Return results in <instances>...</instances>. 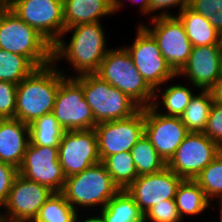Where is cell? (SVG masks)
<instances>
[{
  "instance_id": "6da1fadb",
  "label": "cell",
  "mask_w": 222,
  "mask_h": 222,
  "mask_svg": "<svg viewBox=\"0 0 222 222\" xmlns=\"http://www.w3.org/2000/svg\"><path fill=\"white\" fill-rule=\"evenodd\" d=\"M71 31L73 34L67 42L63 37ZM105 32L102 22L65 28L61 38L52 46L53 63L57 64L58 61L65 59L71 65L75 76L66 75L65 77L96 73L110 50L106 44Z\"/></svg>"
},
{
  "instance_id": "7a4b0ae2",
  "label": "cell",
  "mask_w": 222,
  "mask_h": 222,
  "mask_svg": "<svg viewBox=\"0 0 222 222\" xmlns=\"http://www.w3.org/2000/svg\"><path fill=\"white\" fill-rule=\"evenodd\" d=\"M57 65L52 62L36 68L17 84L15 118L30 125L41 116L52 113L59 84L66 76V71Z\"/></svg>"
},
{
  "instance_id": "3957f363",
  "label": "cell",
  "mask_w": 222,
  "mask_h": 222,
  "mask_svg": "<svg viewBox=\"0 0 222 222\" xmlns=\"http://www.w3.org/2000/svg\"><path fill=\"white\" fill-rule=\"evenodd\" d=\"M0 49L27 57L37 68L52 61V45L8 7H0Z\"/></svg>"
},
{
  "instance_id": "277c9868",
  "label": "cell",
  "mask_w": 222,
  "mask_h": 222,
  "mask_svg": "<svg viewBox=\"0 0 222 222\" xmlns=\"http://www.w3.org/2000/svg\"><path fill=\"white\" fill-rule=\"evenodd\" d=\"M120 189L112 181L105 165L100 162L65 180L62 194L78 212L103 209ZM95 207H97L95 209ZM100 207V208H98ZM81 208V209H80Z\"/></svg>"
},
{
  "instance_id": "5b68a950",
  "label": "cell",
  "mask_w": 222,
  "mask_h": 222,
  "mask_svg": "<svg viewBox=\"0 0 222 222\" xmlns=\"http://www.w3.org/2000/svg\"><path fill=\"white\" fill-rule=\"evenodd\" d=\"M121 47L110 48L95 74L128 95L141 108L149 107L154 90L138 72L127 50Z\"/></svg>"
},
{
  "instance_id": "8992f818",
  "label": "cell",
  "mask_w": 222,
  "mask_h": 222,
  "mask_svg": "<svg viewBox=\"0 0 222 222\" xmlns=\"http://www.w3.org/2000/svg\"><path fill=\"white\" fill-rule=\"evenodd\" d=\"M74 78L83 87L84 98L91 107L96 123L126 119L141 109L128 95L95 73Z\"/></svg>"
},
{
  "instance_id": "52a82bcc",
  "label": "cell",
  "mask_w": 222,
  "mask_h": 222,
  "mask_svg": "<svg viewBox=\"0 0 222 222\" xmlns=\"http://www.w3.org/2000/svg\"><path fill=\"white\" fill-rule=\"evenodd\" d=\"M136 36L129 46H123L130 55L134 66L146 83L153 89L177 78V73L163 57L157 41L140 24L137 25Z\"/></svg>"
},
{
  "instance_id": "ba28073f",
  "label": "cell",
  "mask_w": 222,
  "mask_h": 222,
  "mask_svg": "<svg viewBox=\"0 0 222 222\" xmlns=\"http://www.w3.org/2000/svg\"><path fill=\"white\" fill-rule=\"evenodd\" d=\"M52 113L65 131L94 129L97 125L83 87L74 77L61 80Z\"/></svg>"
},
{
  "instance_id": "9c48e42d",
  "label": "cell",
  "mask_w": 222,
  "mask_h": 222,
  "mask_svg": "<svg viewBox=\"0 0 222 222\" xmlns=\"http://www.w3.org/2000/svg\"><path fill=\"white\" fill-rule=\"evenodd\" d=\"M7 7L52 46L65 30L63 0H13Z\"/></svg>"
},
{
  "instance_id": "30bf717a",
  "label": "cell",
  "mask_w": 222,
  "mask_h": 222,
  "mask_svg": "<svg viewBox=\"0 0 222 222\" xmlns=\"http://www.w3.org/2000/svg\"><path fill=\"white\" fill-rule=\"evenodd\" d=\"M221 151L222 147L204 133L189 132L167 162V168L182 179L195 180Z\"/></svg>"
},
{
  "instance_id": "8fae6325",
  "label": "cell",
  "mask_w": 222,
  "mask_h": 222,
  "mask_svg": "<svg viewBox=\"0 0 222 222\" xmlns=\"http://www.w3.org/2000/svg\"><path fill=\"white\" fill-rule=\"evenodd\" d=\"M94 130L101 162L109 155L130 151L145 134L144 108L126 119L97 123Z\"/></svg>"
},
{
  "instance_id": "7c38bea8",
  "label": "cell",
  "mask_w": 222,
  "mask_h": 222,
  "mask_svg": "<svg viewBox=\"0 0 222 222\" xmlns=\"http://www.w3.org/2000/svg\"><path fill=\"white\" fill-rule=\"evenodd\" d=\"M150 22L151 26L144 22L141 25L157 41L163 57L178 73L187 63L193 47L187 37L183 23L177 16L156 17L150 19Z\"/></svg>"
},
{
  "instance_id": "4fadbf2b",
  "label": "cell",
  "mask_w": 222,
  "mask_h": 222,
  "mask_svg": "<svg viewBox=\"0 0 222 222\" xmlns=\"http://www.w3.org/2000/svg\"><path fill=\"white\" fill-rule=\"evenodd\" d=\"M53 194L48 187L30 181L18 174L0 211L4 222H33L46 200Z\"/></svg>"
},
{
  "instance_id": "5bb4252c",
  "label": "cell",
  "mask_w": 222,
  "mask_h": 222,
  "mask_svg": "<svg viewBox=\"0 0 222 222\" xmlns=\"http://www.w3.org/2000/svg\"><path fill=\"white\" fill-rule=\"evenodd\" d=\"M59 163L69 177L101 162L94 129L65 131L58 146Z\"/></svg>"
},
{
  "instance_id": "9a60e30c",
  "label": "cell",
  "mask_w": 222,
  "mask_h": 222,
  "mask_svg": "<svg viewBox=\"0 0 222 222\" xmlns=\"http://www.w3.org/2000/svg\"><path fill=\"white\" fill-rule=\"evenodd\" d=\"M58 158V147L29 143L22 165L18 169L19 174L53 192H62L66 177Z\"/></svg>"
},
{
  "instance_id": "2e32d148",
  "label": "cell",
  "mask_w": 222,
  "mask_h": 222,
  "mask_svg": "<svg viewBox=\"0 0 222 222\" xmlns=\"http://www.w3.org/2000/svg\"><path fill=\"white\" fill-rule=\"evenodd\" d=\"M145 135L167 163L189 133L180 117L163 115L152 106L144 107Z\"/></svg>"
},
{
  "instance_id": "e0dca14e",
  "label": "cell",
  "mask_w": 222,
  "mask_h": 222,
  "mask_svg": "<svg viewBox=\"0 0 222 222\" xmlns=\"http://www.w3.org/2000/svg\"><path fill=\"white\" fill-rule=\"evenodd\" d=\"M183 179L169 168L155 174L138 176L126 191L133 197L139 209L145 214L154 205L164 200H174L178 185Z\"/></svg>"
},
{
  "instance_id": "ac0fdd59",
  "label": "cell",
  "mask_w": 222,
  "mask_h": 222,
  "mask_svg": "<svg viewBox=\"0 0 222 222\" xmlns=\"http://www.w3.org/2000/svg\"><path fill=\"white\" fill-rule=\"evenodd\" d=\"M221 58L220 45L192 47L188 61L177 77L188 78L194 89L210 90L221 78Z\"/></svg>"
},
{
  "instance_id": "d6986e66",
  "label": "cell",
  "mask_w": 222,
  "mask_h": 222,
  "mask_svg": "<svg viewBox=\"0 0 222 222\" xmlns=\"http://www.w3.org/2000/svg\"><path fill=\"white\" fill-rule=\"evenodd\" d=\"M30 143L29 125L17 118L0 119V161L16 168L22 165Z\"/></svg>"
},
{
  "instance_id": "ffe728a7",
  "label": "cell",
  "mask_w": 222,
  "mask_h": 222,
  "mask_svg": "<svg viewBox=\"0 0 222 222\" xmlns=\"http://www.w3.org/2000/svg\"><path fill=\"white\" fill-rule=\"evenodd\" d=\"M65 28L101 22L113 15L111 0H63Z\"/></svg>"
},
{
  "instance_id": "44dd1931",
  "label": "cell",
  "mask_w": 222,
  "mask_h": 222,
  "mask_svg": "<svg viewBox=\"0 0 222 222\" xmlns=\"http://www.w3.org/2000/svg\"><path fill=\"white\" fill-rule=\"evenodd\" d=\"M183 23L185 32L193 47L220 45V33L201 14L197 13L189 6L175 14Z\"/></svg>"
},
{
  "instance_id": "7402d4cb",
  "label": "cell",
  "mask_w": 222,
  "mask_h": 222,
  "mask_svg": "<svg viewBox=\"0 0 222 222\" xmlns=\"http://www.w3.org/2000/svg\"><path fill=\"white\" fill-rule=\"evenodd\" d=\"M167 85V88L165 86L164 90H162L161 86L154 90V98L151 106L163 115L180 117L195 93L192 92V88L181 83ZM161 106H163L164 111L162 108L159 109Z\"/></svg>"
},
{
  "instance_id": "603a6c76",
  "label": "cell",
  "mask_w": 222,
  "mask_h": 222,
  "mask_svg": "<svg viewBox=\"0 0 222 222\" xmlns=\"http://www.w3.org/2000/svg\"><path fill=\"white\" fill-rule=\"evenodd\" d=\"M95 213L104 222H144V214L126 189L119 190L103 209Z\"/></svg>"
},
{
  "instance_id": "cb8c5ba5",
  "label": "cell",
  "mask_w": 222,
  "mask_h": 222,
  "mask_svg": "<svg viewBox=\"0 0 222 222\" xmlns=\"http://www.w3.org/2000/svg\"><path fill=\"white\" fill-rule=\"evenodd\" d=\"M182 220L185 216L199 215L209 208L211 203L195 180L183 179L178 185L174 197Z\"/></svg>"
},
{
  "instance_id": "d4e9b609",
  "label": "cell",
  "mask_w": 222,
  "mask_h": 222,
  "mask_svg": "<svg viewBox=\"0 0 222 222\" xmlns=\"http://www.w3.org/2000/svg\"><path fill=\"white\" fill-rule=\"evenodd\" d=\"M196 93L191 98L180 119L188 132L203 133L214 101L210 90H200Z\"/></svg>"
},
{
  "instance_id": "484cf974",
  "label": "cell",
  "mask_w": 222,
  "mask_h": 222,
  "mask_svg": "<svg viewBox=\"0 0 222 222\" xmlns=\"http://www.w3.org/2000/svg\"><path fill=\"white\" fill-rule=\"evenodd\" d=\"M138 174H155L167 167V163L157 153L150 139L144 134L130 150Z\"/></svg>"
},
{
  "instance_id": "4316f807",
  "label": "cell",
  "mask_w": 222,
  "mask_h": 222,
  "mask_svg": "<svg viewBox=\"0 0 222 222\" xmlns=\"http://www.w3.org/2000/svg\"><path fill=\"white\" fill-rule=\"evenodd\" d=\"M102 163L120 190L126 189L138 177L130 151L109 155Z\"/></svg>"
},
{
  "instance_id": "83f0119b",
  "label": "cell",
  "mask_w": 222,
  "mask_h": 222,
  "mask_svg": "<svg viewBox=\"0 0 222 222\" xmlns=\"http://www.w3.org/2000/svg\"><path fill=\"white\" fill-rule=\"evenodd\" d=\"M79 213L61 192H53L39 210L33 222H78Z\"/></svg>"
},
{
  "instance_id": "f1b7e54d",
  "label": "cell",
  "mask_w": 222,
  "mask_h": 222,
  "mask_svg": "<svg viewBox=\"0 0 222 222\" xmlns=\"http://www.w3.org/2000/svg\"><path fill=\"white\" fill-rule=\"evenodd\" d=\"M30 143L40 146L58 147L65 130L53 113L45 114L29 125Z\"/></svg>"
},
{
  "instance_id": "f546056e",
  "label": "cell",
  "mask_w": 222,
  "mask_h": 222,
  "mask_svg": "<svg viewBox=\"0 0 222 222\" xmlns=\"http://www.w3.org/2000/svg\"><path fill=\"white\" fill-rule=\"evenodd\" d=\"M36 68L27 57L0 49V81L19 84Z\"/></svg>"
},
{
  "instance_id": "4dcf8cb0",
  "label": "cell",
  "mask_w": 222,
  "mask_h": 222,
  "mask_svg": "<svg viewBox=\"0 0 222 222\" xmlns=\"http://www.w3.org/2000/svg\"><path fill=\"white\" fill-rule=\"evenodd\" d=\"M210 202L222 198V151L195 178Z\"/></svg>"
},
{
  "instance_id": "1f68e13d",
  "label": "cell",
  "mask_w": 222,
  "mask_h": 222,
  "mask_svg": "<svg viewBox=\"0 0 222 222\" xmlns=\"http://www.w3.org/2000/svg\"><path fill=\"white\" fill-rule=\"evenodd\" d=\"M189 7L208 19L219 33L222 32V0H190Z\"/></svg>"
},
{
  "instance_id": "d6a6232c",
  "label": "cell",
  "mask_w": 222,
  "mask_h": 222,
  "mask_svg": "<svg viewBox=\"0 0 222 222\" xmlns=\"http://www.w3.org/2000/svg\"><path fill=\"white\" fill-rule=\"evenodd\" d=\"M174 200H164L144 214V222H182Z\"/></svg>"
},
{
  "instance_id": "836d02e7",
  "label": "cell",
  "mask_w": 222,
  "mask_h": 222,
  "mask_svg": "<svg viewBox=\"0 0 222 222\" xmlns=\"http://www.w3.org/2000/svg\"><path fill=\"white\" fill-rule=\"evenodd\" d=\"M17 84L0 81V119L15 118Z\"/></svg>"
},
{
  "instance_id": "e575fe53",
  "label": "cell",
  "mask_w": 222,
  "mask_h": 222,
  "mask_svg": "<svg viewBox=\"0 0 222 222\" xmlns=\"http://www.w3.org/2000/svg\"><path fill=\"white\" fill-rule=\"evenodd\" d=\"M203 133L222 147V104L213 103Z\"/></svg>"
},
{
  "instance_id": "d590c367",
  "label": "cell",
  "mask_w": 222,
  "mask_h": 222,
  "mask_svg": "<svg viewBox=\"0 0 222 222\" xmlns=\"http://www.w3.org/2000/svg\"><path fill=\"white\" fill-rule=\"evenodd\" d=\"M19 174L18 168L8 163L0 161V209L4 207L9 191L12 188L16 176Z\"/></svg>"
},
{
  "instance_id": "8d00e7d4",
  "label": "cell",
  "mask_w": 222,
  "mask_h": 222,
  "mask_svg": "<svg viewBox=\"0 0 222 222\" xmlns=\"http://www.w3.org/2000/svg\"><path fill=\"white\" fill-rule=\"evenodd\" d=\"M189 1L190 0H149L150 15L152 14L151 19L156 17L175 16L173 14L171 15L168 9H174L175 7L178 8L179 6L178 11L180 12L185 7L189 6ZM158 10L160 11L159 14H155V12Z\"/></svg>"
},
{
  "instance_id": "74e56055",
  "label": "cell",
  "mask_w": 222,
  "mask_h": 222,
  "mask_svg": "<svg viewBox=\"0 0 222 222\" xmlns=\"http://www.w3.org/2000/svg\"><path fill=\"white\" fill-rule=\"evenodd\" d=\"M133 3H139V7H140V13L142 16H146V15H150V4H149V0H130ZM125 2V0H111V8H112V12L117 13V11L120 10V8L124 7L123 3Z\"/></svg>"
},
{
  "instance_id": "f35d334b",
  "label": "cell",
  "mask_w": 222,
  "mask_h": 222,
  "mask_svg": "<svg viewBox=\"0 0 222 222\" xmlns=\"http://www.w3.org/2000/svg\"><path fill=\"white\" fill-rule=\"evenodd\" d=\"M213 101L222 104V77L210 89Z\"/></svg>"
},
{
  "instance_id": "ab89813d",
  "label": "cell",
  "mask_w": 222,
  "mask_h": 222,
  "mask_svg": "<svg viewBox=\"0 0 222 222\" xmlns=\"http://www.w3.org/2000/svg\"><path fill=\"white\" fill-rule=\"evenodd\" d=\"M93 212H94V210L91 213H89V216H87V217H84L85 215H83V218H82V216H79L78 222H104L97 213L95 215V213H93ZM92 213H93V215H92Z\"/></svg>"
},
{
  "instance_id": "60d3db41",
  "label": "cell",
  "mask_w": 222,
  "mask_h": 222,
  "mask_svg": "<svg viewBox=\"0 0 222 222\" xmlns=\"http://www.w3.org/2000/svg\"><path fill=\"white\" fill-rule=\"evenodd\" d=\"M13 0H0V7H7Z\"/></svg>"
},
{
  "instance_id": "b9f144b4",
  "label": "cell",
  "mask_w": 222,
  "mask_h": 222,
  "mask_svg": "<svg viewBox=\"0 0 222 222\" xmlns=\"http://www.w3.org/2000/svg\"><path fill=\"white\" fill-rule=\"evenodd\" d=\"M218 203H219V204H218V205H219V208H218V209H220V210H219V211H220V212H219V213H220V214H219V216H220L219 222H222V198L219 199Z\"/></svg>"
},
{
  "instance_id": "7bdbcfd3",
  "label": "cell",
  "mask_w": 222,
  "mask_h": 222,
  "mask_svg": "<svg viewBox=\"0 0 222 222\" xmlns=\"http://www.w3.org/2000/svg\"><path fill=\"white\" fill-rule=\"evenodd\" d=\"M220 46H221V49H222V32L220 33Z\"/></svg>"
},
{
  "instance_id": "ee69618b",
  "label": "cell",
  "mask_w": 222,
  "mask_h": 222,
  "mask_svg": "<svg viewBox=\"0 0 222 222\" xmlns=\"http://www.w3.org/2000/svg\"><path fill=\"white\" fill-rule=\"evenodd\" d=\"M221 77H222V58H221Z\"/></svg>"
}]
</instances>
